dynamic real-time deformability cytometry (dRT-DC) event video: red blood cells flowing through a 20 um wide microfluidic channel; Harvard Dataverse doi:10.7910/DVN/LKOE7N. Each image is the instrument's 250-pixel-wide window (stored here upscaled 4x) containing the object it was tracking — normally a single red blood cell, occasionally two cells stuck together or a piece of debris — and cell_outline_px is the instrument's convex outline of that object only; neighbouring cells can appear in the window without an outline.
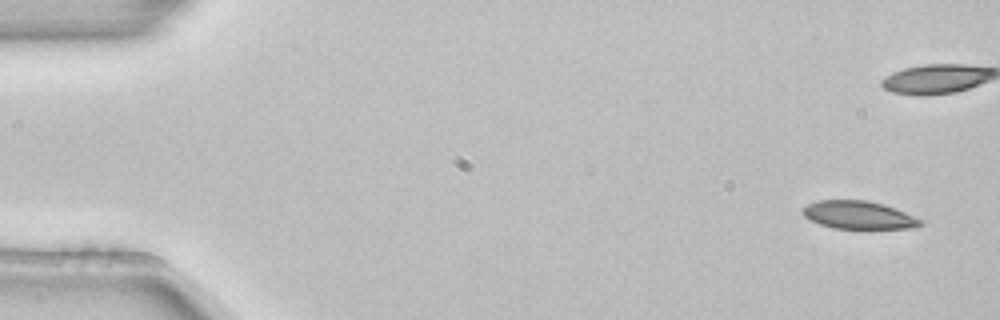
{"species": "common noctule bat (a hibernating species)", "species_latin": "Nyctalus noctula", "temperature_condition": "room temperature", "stored_images_in_passage": 4, "camera_frame_rate_fps": 3000, "um_per_image_px": 0.085, "animal": {"sex": "female", "body_mass_g": 22.7, "forearm_length_mm": 54.2}, "frame": {"image": 1, "passage_image": 1, "time_ms": 0.0, "image_size_px": [1000, 320], "cell_outline_px": [[924, 224], [916, 228], [832, 228], [820, 224], [804, 216], [800, 208], [808, 204], [820, 200], [868, 200], [884, 204], [896, 208], [924, 220]], "centroid_in_image_um": [73.02, 18.27], "position_along_channel_um": 12.0, "area_um2": 19.31}}